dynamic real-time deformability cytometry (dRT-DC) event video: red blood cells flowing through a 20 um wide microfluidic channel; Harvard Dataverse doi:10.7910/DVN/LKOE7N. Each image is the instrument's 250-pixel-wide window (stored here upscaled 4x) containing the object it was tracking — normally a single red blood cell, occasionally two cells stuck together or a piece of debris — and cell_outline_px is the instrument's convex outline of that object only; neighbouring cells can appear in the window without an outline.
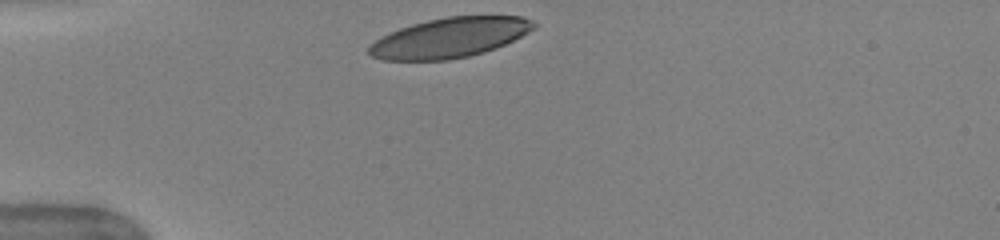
{"species": "human", "species_latin": "Homo sapiens", "temperature_condition": "warm", "stored_images_in_passage": 31, "camera_frame_rate_fps": 3000, "um_per_image_px": 0.085, "donor": {"sex": "female"}, "frame": {"image": 1, "passage_image": 1, "time_ms": 0.0, "image_size_px": [1000, 240], "cell_outline_px": [[536, 28], [504, 44], [484, 52], [468, 56], [448, 60], [380, 60], [372, 56], [368, 52], [368, 48], [380, 36], [400, 28], [412, 24], [428, 20], [448, 16], [524, 16], [532, 20], [536, 24]], "centroid_in_image_um": [38.22, 3.2], "position_along_channel_um": 46.8, "area_um2": 38.15}, "authors_computed_cell_mechanics": {"area_um2": 40.749, "velocity_mm_per_s": 3.949, "shape_relaxation_time_tau1_ms": 4.025, "shape_relaxation_time_tau2_ms": 1.1724, "deformation_change_tau1": 0.1685, "deformation_change_tau2": 0.0715}}